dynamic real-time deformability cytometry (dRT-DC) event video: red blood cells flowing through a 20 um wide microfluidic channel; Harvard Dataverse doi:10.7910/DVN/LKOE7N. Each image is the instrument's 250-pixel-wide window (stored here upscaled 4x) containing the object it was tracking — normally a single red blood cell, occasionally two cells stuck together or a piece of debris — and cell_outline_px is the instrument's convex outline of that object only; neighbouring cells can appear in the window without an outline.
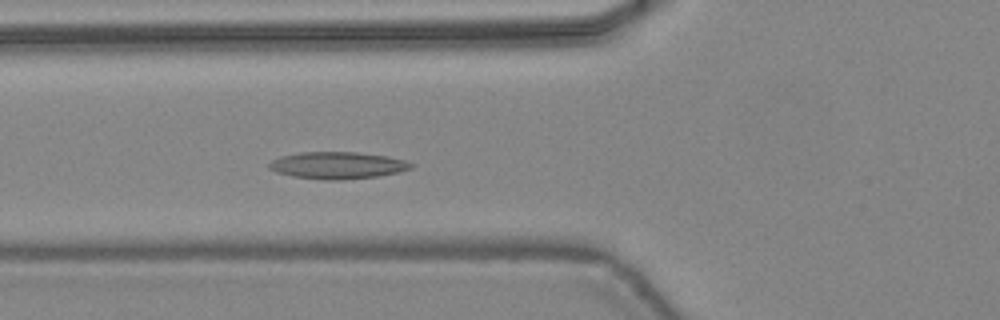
{"species": "common noctule bat (a hibernating species)", "species_latin": "Nyctalus noctula", "temperature_condition": "warm", "stored_images_in_passage": 46, "camera_frame_rate_fps": 3000, "um_per_image_px": 0.085, "animal": {"sex": "female", "body_mass_g": 24.6, "forearm_length_mm": 56.2}, "frame": {"image": 1, "passage_image": 17, "time_ms": 5.333, "image_size_px": [1000, 320], "cell_outline_px": [[416, 164], [412, 168], [400, 172], [380, 176], [340, 180], [324, 180], [292, 176], [276, 172], [268, 168], [268, 164], [272, 160], [280, 156], [300, 152], [356, 152], [388, 156], [404, 160]], "centroid_in_image_um": [28.71, 14.05], "position_along_channel_um": 97.1, "area_um2": 22.54}}
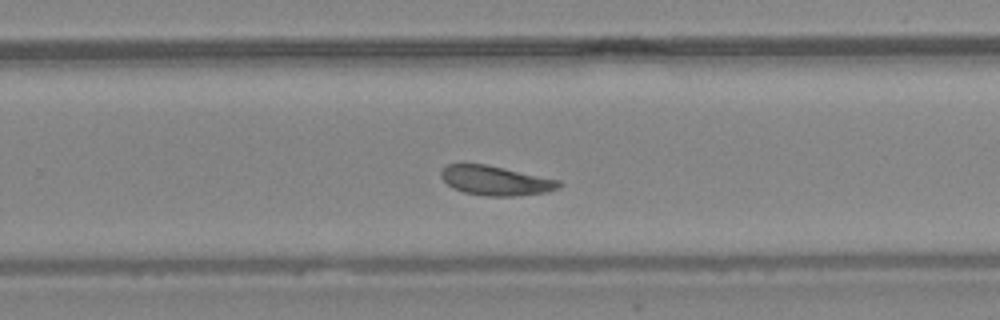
{"frame": {"image": 2, "passage_image": 30, "time_ms": 9.667, "image_size_px": [1000, 320], "cell_outline_px": [[564, 184], [560, 188], [548, 192], [512, 196], [484, 196], [464, 192], [452, 188], [440, 176], [440, 172], [448, 164], [488, 164], [560, 180]], "centroid_in_image_um": [42.17, 15.35], "position_along_channel_um": 287.6, "area_um2": 20.4}}
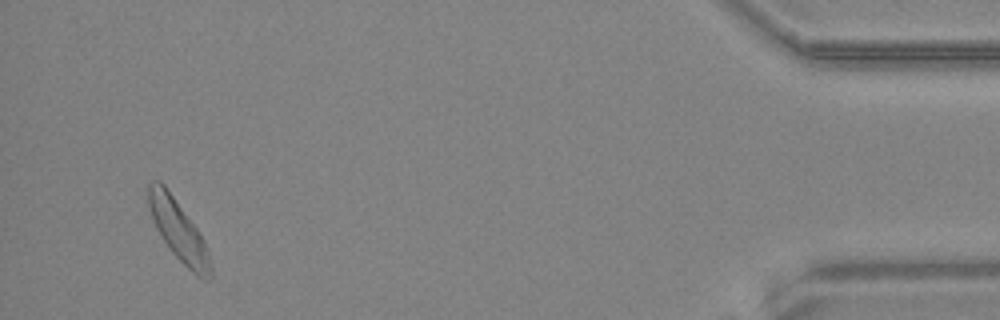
{"frame": {"image": 3, "passage_image": 44, "time_ms": 14.333, "image_size_px": [1000, 320], "cell_outline_px": [[212, 276], [208, 280], [204, 280], [196, 276], [172, 252], [160, 236], [156, 228], [148, 204], [148, 184], [152, 180], [160, 180], [164, 184], [200, 232], [208, 248], [212, 264]], "centroid_in_image_um": [15.2, 19.61], "position_along_channel_um": 420.0, "area_um2": 22.02}, "authors_computed_cell_mechanics": {"area_um2": 21.2415, "velocity_mm_per_s": 4.4103, "shape_relaxation_time_tau1_ms": 2.6684, "shape_relaxation_time_tau2_ms": 4.0235, "deformation_change_tau1": 0.1062, "deformation_change_tau2": 0.1189}}